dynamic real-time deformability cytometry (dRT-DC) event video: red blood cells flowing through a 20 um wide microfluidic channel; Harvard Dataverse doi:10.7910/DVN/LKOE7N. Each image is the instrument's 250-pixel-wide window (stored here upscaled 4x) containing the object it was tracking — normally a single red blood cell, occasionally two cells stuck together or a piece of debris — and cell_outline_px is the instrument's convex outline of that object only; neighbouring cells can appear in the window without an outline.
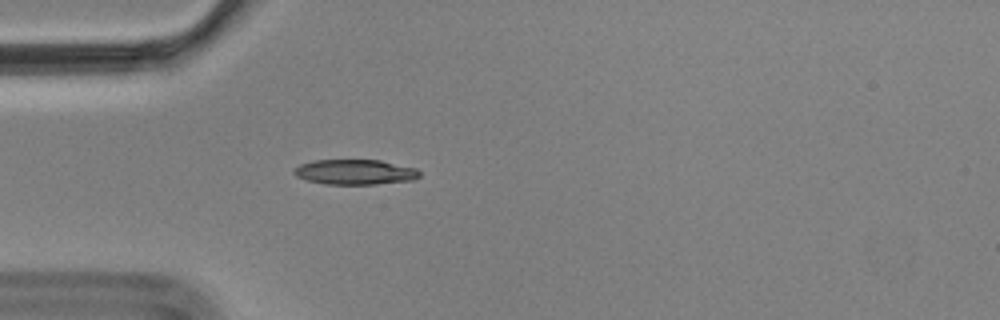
{"species": "Egyptian fruit bat (a non-hibernating species)", "species_latin": "Rousettus aegyptiacus", "temperature_condition": "cold", "stored_images_in_passage": 4, "camera_frame_rate_fps": 3000, "um_per_image_px": 0.085, "animal": {"sex": "male"}, "frame": {"image": 1, "passage_image": 4, "time_ms": 1.0, "image_size_px": [1000, 320], "cell_outline_px": [[420, 176], [412, 180], [376, 184], [324, 184], [308, 180], [296, 176], [292, 172], [292, 168], [300, 164], [312, 160], [380, 160], [416, 168], [420, 172]], "centroid_in_image_um": [30.14, 14.62], "position_along_channel_um": 54.9, "area_um2": 18.44}}